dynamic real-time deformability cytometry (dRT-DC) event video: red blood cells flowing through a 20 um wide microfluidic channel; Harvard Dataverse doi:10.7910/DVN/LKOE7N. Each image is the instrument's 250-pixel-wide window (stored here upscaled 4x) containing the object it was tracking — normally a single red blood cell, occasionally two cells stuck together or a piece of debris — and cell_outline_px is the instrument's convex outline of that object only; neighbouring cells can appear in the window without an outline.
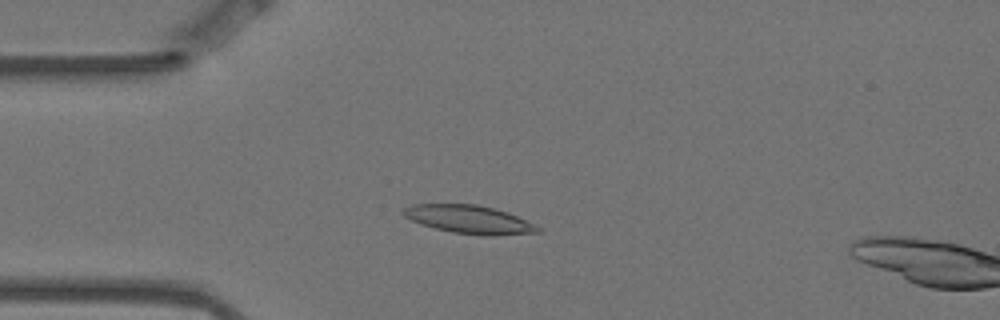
{"species": "Egyptian fruit bat (a non-hibernating species)", "species_latin": "Rousettus aegyptiacus", "temperature_condition": "warm", "stored_images_in_passage": 4, "camera_frame_rate_fps": 3000, "um_per_image_px": 0.085, "animal": {"sex": "female"}, "frame": {"image": 1, "passage_image": 3, "time_ms": 0.667, "image_size_px": [1000, 320], "cell_outline_px": [[540, 232], [488, 236], [452, 232], [420, 224], [404, 216], [400, 212], [404, 208], [412, 204], [476, 204], [508, 212], [536, 224], [540, 228]], "centroid_in_image_um": [39.88, 18.65], "position_along_channel_um": 45.1, "area_um2": 22.08}}